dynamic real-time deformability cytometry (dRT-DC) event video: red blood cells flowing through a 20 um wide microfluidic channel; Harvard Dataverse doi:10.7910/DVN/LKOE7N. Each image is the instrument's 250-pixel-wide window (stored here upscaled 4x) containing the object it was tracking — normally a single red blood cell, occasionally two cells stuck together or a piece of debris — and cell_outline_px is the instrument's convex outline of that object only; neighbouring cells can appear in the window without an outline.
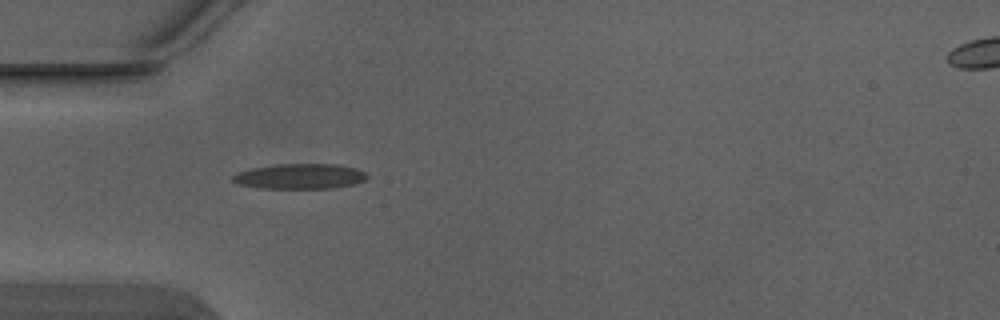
{"species": "Egyptian fruit bat (a non-hibernating species)", "species_latin": "Rousettus aegyptiacus", "temperature_condition": "warm", "stored_images_in_passage": 2, "segment_of_instrument_passage": [1, 2], "camera_frame_rate_fps": 3000, "um_per_image_px": 0.085, "animal": {"sex": "male"}, "frame": {"image": 1, "passage_image": 1, "time_ms": 0.0, "image_size_px": [1000, 320], "cell_outline_px": [[368, 176], [364, 180], [356, 184], [332, 188], [260, 188], [240, 184], [232, 180], [232, 176], [248, 168], [280, 164], [336, 164], [356, 168], [368, 172]], "centroid_in_image_um": [25.54, 14.98], "position_along_channel_um": 59.5, "area_um2": 19.77}}